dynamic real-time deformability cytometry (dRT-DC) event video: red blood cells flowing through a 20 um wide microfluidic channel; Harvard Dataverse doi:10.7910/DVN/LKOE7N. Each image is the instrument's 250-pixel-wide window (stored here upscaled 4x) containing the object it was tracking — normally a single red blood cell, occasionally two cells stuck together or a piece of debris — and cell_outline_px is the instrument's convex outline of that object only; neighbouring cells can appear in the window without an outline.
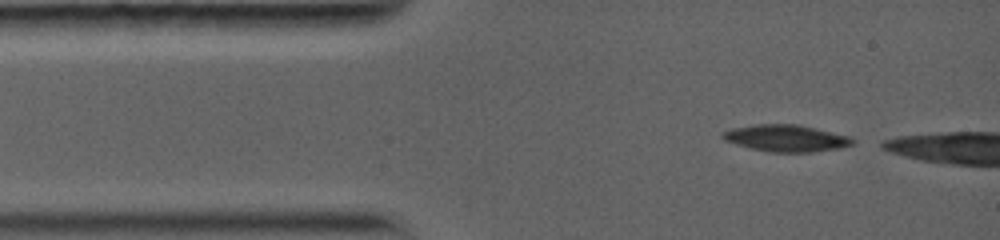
{"species": "common noctule bat (a hibernating species)", "species_latin": "Nyctalus noctula", "temperature_condition": "warm", "stored_images_in_passage": 3, "camera_frame_rate_fps": 5000, "um_per_image_px": 0.085, "animal": {"sex": "female", "body_mass_g": 19.0, "forearm_length_mm": 56.7}, "frame": {"image": 1, "passage_image": 1, "time_ms": 0.0, "image_size_px": [1000, 240], "cell_outline_px": [[856, 140], [852, 144], [840, 148], [812, 152], [772, 152], [752, 148], [736, 144], [724, 140], [720, 136], [720, 132], [732, 128], [756, 124], [796, 124], [816, 128], [848, 136]], "centroid_in_image_um": [66.79, 11.74], "position_along_channel_um": 18.2, "area_um2": 20.23}}